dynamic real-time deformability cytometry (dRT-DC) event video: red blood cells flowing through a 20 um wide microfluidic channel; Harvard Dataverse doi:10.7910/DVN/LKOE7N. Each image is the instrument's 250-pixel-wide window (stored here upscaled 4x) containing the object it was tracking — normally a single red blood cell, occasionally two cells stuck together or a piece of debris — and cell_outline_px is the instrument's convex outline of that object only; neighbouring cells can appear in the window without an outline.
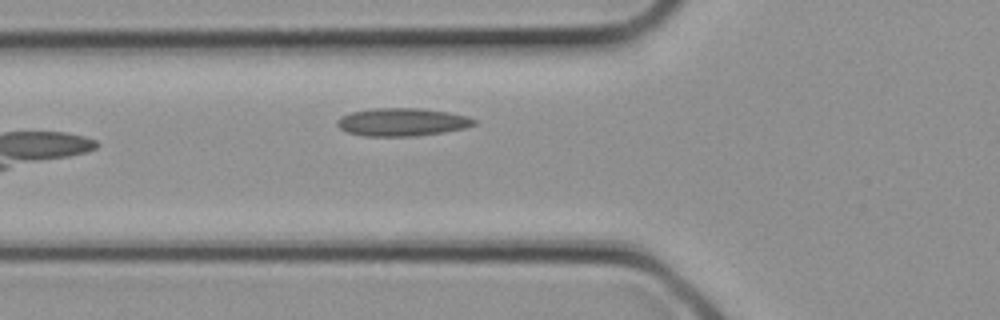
{"species": "common noctule bat (a hibernating species)", "species_latin": "Nyctalus noctula", "temperature_condition": "cold", "stored_images_in_passage": 3, "camera_frame_rate_fps": 3000, "um_per_image_px": 0.085, "animal": {"sex": "female", "body_mass_g": 21.9}, "frame": {"image": 1, "passage_image": 3, "time_ms": 0.667, "image_size_px": [1000, 320], "cell_outline_px": [[476, 124], [468, 128], [444, 132], [416, 136], [364, 136], [348, 132], [340, 128], [336, 124], [336, 120], [340, 116], [352, 112], [372, 108], [420, 108], [448, 112], [468, 116], [476, 120]], "centroid_in_image_um": [34.2, 10.37], "position_along_channel_um": 91.6, "area_um2": 22.48}}